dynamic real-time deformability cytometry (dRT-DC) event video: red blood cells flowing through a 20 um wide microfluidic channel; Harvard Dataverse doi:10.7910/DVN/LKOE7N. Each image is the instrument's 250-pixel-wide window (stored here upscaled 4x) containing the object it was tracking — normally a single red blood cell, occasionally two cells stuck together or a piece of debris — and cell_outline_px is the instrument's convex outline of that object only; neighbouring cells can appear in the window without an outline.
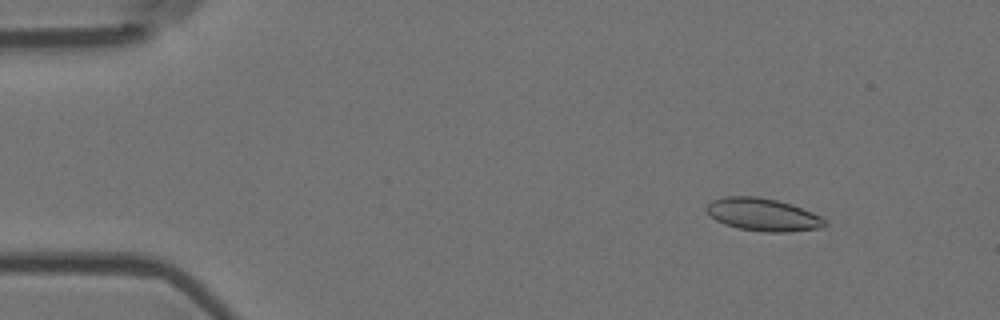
{"species": "Egyptian fruit bat (a non-hibernating species)", "species_latin": "Rousettus aegyptiacus", "temperature_condition": "room temperature", "stored_images_in_passage": 51, "camera_frame_rate_fps": 3000, "um_per_image_px": 0.085, "animal": {"sex": "female"}, "frame": {"image": 1, "passage_image": 2, "time_ms": 0.333, "image_size_px": [1000, 320], "cell_outline_px": [[828, 224], [820, 228], [788, 232], [764, 232], [740, 228], [724, 224], [716, 220], [704, 208], [712, 200], [724, 196], [760, 196], [792, 204], [812, 212], [820, 216]], "centroid_in_image_um": [64.84, 18.23], "position_along_channel_um": 20.2, "area_um2": 22.54}}
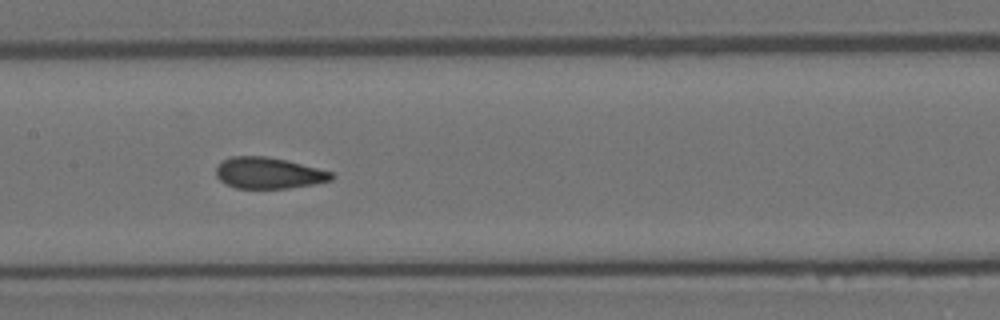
{"frame": {"image": 2, "passage_image": 23, "time_ms": 7.333, "image_size_px": [1000, 320], "cell_outline_px": [[336, 176], [332, 180], [312, 184], [288, 188], [236, 188], [224, 184], [216, 176], [216, 168], [224, 160], [232, 156], [264, 156], [284, 160], [332, 172]], "centroid_in_image_um": [22.81, 14.72], "position_along_channel_um": 184.6, "area_um2": 20.75}}
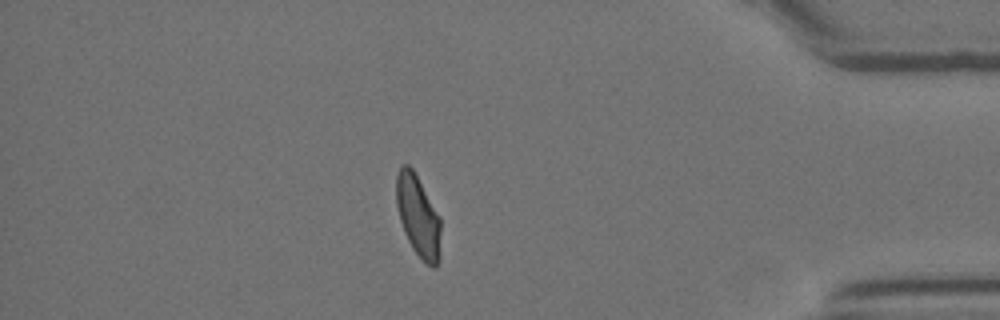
{"frame": {"image": 3, "passage_image": 44, "time_ms": 14.333, "image_size_px": [1000, 320], "cell_outline_px": [[440, 256], [436, 264], [432, 268], [412, 248], [404, 232], [400, 220], [396, 204], [396, 176], [400, 164], [408, 164], [412, 168], [440, 216]], "centroid_in_image_um": [35.52, 18.32], "position_along_channel_um": 399.7, "area_um2": 20.98}, "authors_computed_cell_mechanics": {"area_um2": 21.675, "velocity_mm_per_s": 3.6143, "shape_relaxation_time_tau1_ms": 6.1416, "shape_relaxation_time_tau2_ms": 1.1734, "deformation_change_tau1": 0.1581, "deformation_change_tau2": 0.0723}}